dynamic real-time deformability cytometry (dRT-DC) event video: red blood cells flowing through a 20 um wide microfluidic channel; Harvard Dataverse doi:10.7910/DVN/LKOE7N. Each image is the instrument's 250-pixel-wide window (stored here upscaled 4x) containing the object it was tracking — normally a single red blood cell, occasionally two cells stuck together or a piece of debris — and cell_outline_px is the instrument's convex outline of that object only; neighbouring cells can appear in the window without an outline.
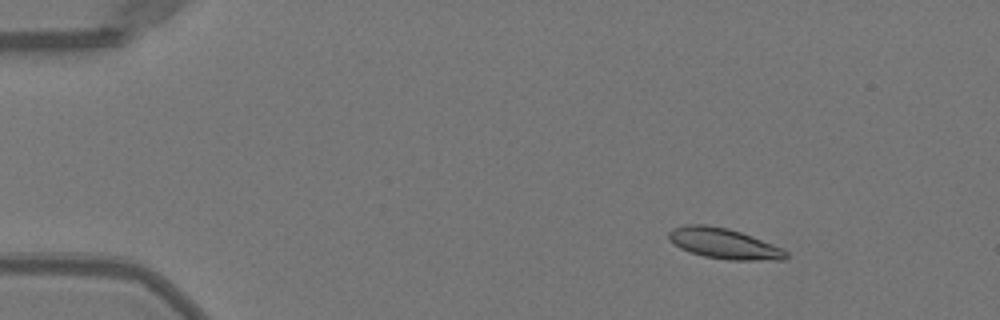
{"species": "Egyptian fruit bat (a non-hibernating species)", "species_latin": "Rousettus aegyptiacus", "temperature_condition": "warm", "stored_images_in_passage": 52, "camera_frame_rate_fps": 3000, "um_per_image_px": 0.085, "animal": {"sex": "female"}, "frame": {"image": 1, "passage_image": 8, "time_ms": 2.333, "image_size_px": [1000, 320], "cell_outline_px": [[788, 256], [784, 260], [728, 260], [704, 256], [680, 248], [668, 240], [668, 232], [672, 228], [684, 224], [704, 224], [728, 228], [752, 236], [772, 244], [788, 252]], "centroid_in_image_um": [61.5, 20.69], "position_along_channel_um": 23.5, "area_um2": 20.87}}
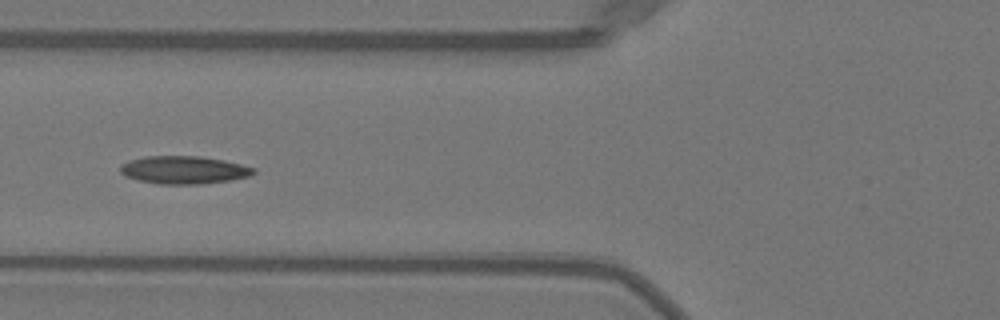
{"frame": {"image": 2, "passage_image": 21, "time_ms": 6.667, "image_size_px": [1000, 320], "cell_outline_px": [[256, 172], [248, 176], [228, 180], [200, 184], [160, 184], [136, 180], [124, 176], [120, 172], [120, 164], [128, 160], [144, 156], [200, 156], [224, 160], [256, 168]], "centroid_in_image_um": [15.57, 14.44], "position_along_channel_um": 110.2, "area_um2": 21.73}}
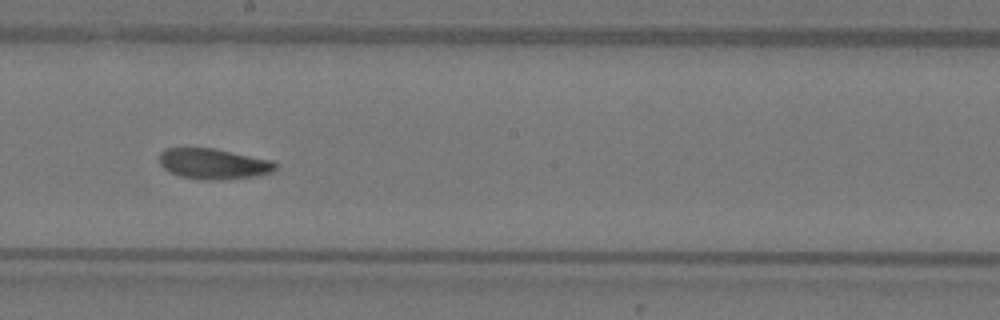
{"frame": {"image": 3, "passage_image": 30, "time_ms": 9.667, "image_size_px": [1000, 320], "cell_outline_px": [[276, 168], [272, 172], [256, 176], [220, 180], [204, 180], [180, 176], [164, 168], [160, 164], [160, 152], [168, 148], [212, 148], [272, 160], [276, 164]], "centroid_in_image_um": [18.16, 13.93], "position_along_channel_um": 230.0, "area_um2": 20.52}, "authors_computed_cell_mechanics": {"area_um2": 20.4323, "velocity_mm_per_s": 4.0007, "shape_relaxation_time_tau1_ms": 4.9668, "shape_relaxation_time_tau2_ms": 4.3693, "deformation_change_tau1": 0.1745, "deformation_change_tau2": 0.1073}}